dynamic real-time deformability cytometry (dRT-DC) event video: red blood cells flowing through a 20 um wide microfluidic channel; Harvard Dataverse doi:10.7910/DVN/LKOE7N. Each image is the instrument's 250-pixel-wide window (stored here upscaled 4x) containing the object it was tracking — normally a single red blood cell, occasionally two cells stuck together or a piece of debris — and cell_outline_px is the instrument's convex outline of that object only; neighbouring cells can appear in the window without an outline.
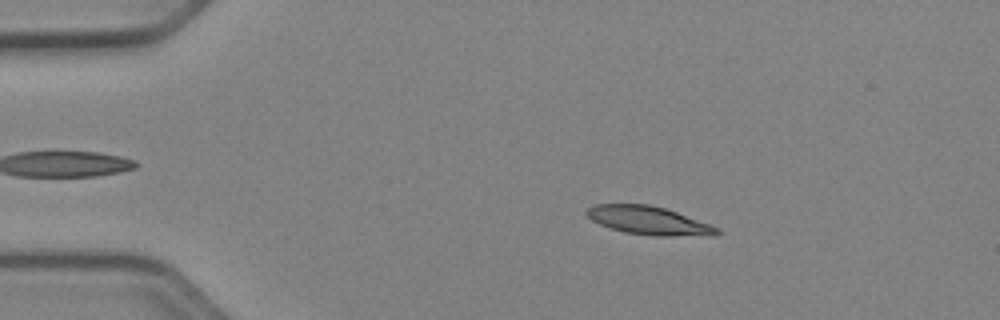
{"species": "Egyptian fruit bat (a non-hibernating species)", "species_latin": "Rousettus aegyptiacus", "temperature_condition": "cold", "stored_images_in_passage": 51, "camera_frame_rate_fps": 3000, "um_per_image_px": 0.085, "animal": {"sex": "female"}, "frame": {"image": 1, "passage_image": 9, "time_ms": 2.667, "image_size_px": [1000, 320], "cell_outline_px": [[720, 232], [716, 236], [656, 236], [624, 232], [600, 224], [592, 220], [584, 212], [592, 204], [648, 204], [664, 208], [676, 212], [720, 228]], "centroid_in_image_um": [55.16, 18.75], "position_along_channel_um": 29.8, "area_um2": 21.5}}
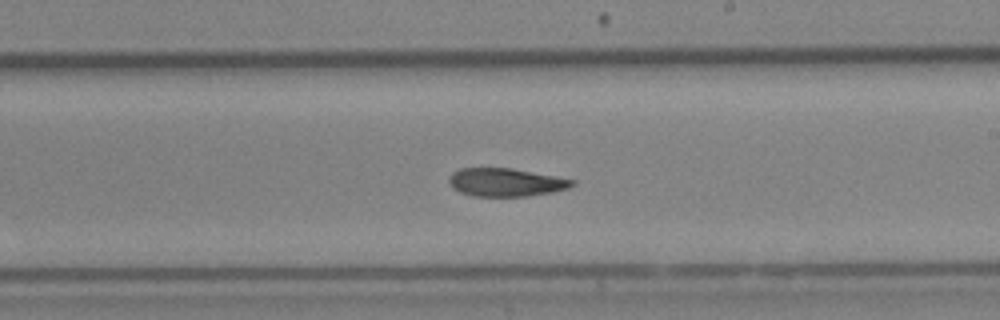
{"frame": {"image": 2, "passage_image": 30, "time_ms": 9.667, "image_size_px": [1000, 320], "cell_outline_px": [[576, 184], [568, 188], [552, 192], [528, 196], [472, 196], [460, 192], [452, 188], [448, 180], [448, 176], [452, 172], [460, 168], [512, 168], [576, 180]], "centroid_in_image_um": [42.97, 15.49], "position_along_channel_um": 246.0, "area_um2": 20.35}}
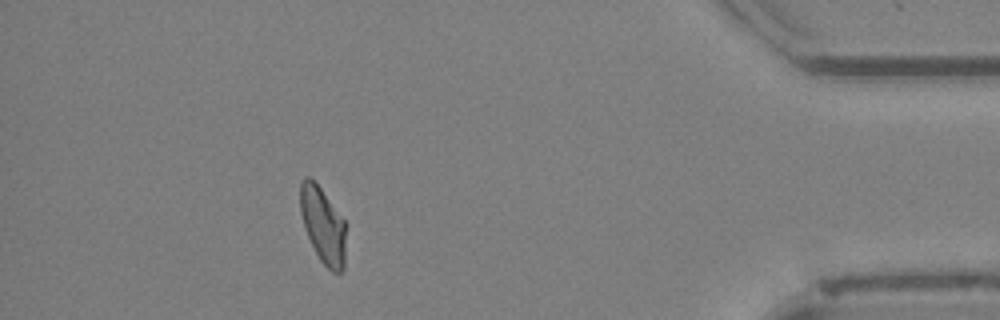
{"frame": {"image": 3, "passage_image": 46, "time_ms": 15.0, "image_size_px": [1000, 320], "cell_outline_px": [[344, 268], [340, 272], [332, 272], [320, 260], [304, 228], [300, 212], [300, 184], [304, 176], [308, 176], [320, 188], [344, 220]], "centroid_in_image_um": [27.42, 19.14], "position_along_channel_um": 407.8, "area_um2": 19.71}, "authors_computed_cell_mechanics": {"area_um2": 21.2704, "velocity_mm_per_s": 3.939, "shape_relaxation_time_tau1_ms": 7.3123, "shape_relaxation_time_tau2_ms": 4.6711, "deformation_change_tau1": 0.2034, "deformation_change_tau2": 0.1015}}